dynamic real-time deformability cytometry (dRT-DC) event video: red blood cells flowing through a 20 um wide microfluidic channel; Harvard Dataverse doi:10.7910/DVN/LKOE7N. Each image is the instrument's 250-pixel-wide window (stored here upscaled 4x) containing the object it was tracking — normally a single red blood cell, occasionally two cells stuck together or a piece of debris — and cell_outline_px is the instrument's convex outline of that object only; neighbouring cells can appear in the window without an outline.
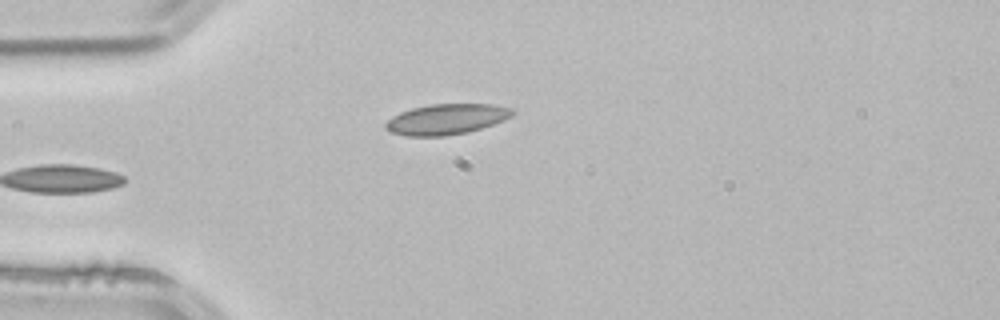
{"species": "common noctule bat (a hibernating species)", "species_latin": "Nyctalus noctula", "temperature_condition": "room temperature", "stored_images_in_passage": 3, "camera_frame_rate_fps": 3000, "um_per_image_px": 0.085, "animal": {"sex": "male", "body_mass_g": 21.5, "forearm_length_mm": 52.0}, "frame": {"image": 1, "passage_image": 3, "time_ms": 0.667, "image_size_px": [1000, 320], "cell_outline_px": [[516, 112], [512, 116], [492, 124], [468, 132], [444, 136], [408, 136], [392, 132], [384, 128], [384, 124], [392, 116], [400, 112], [412, 108], [428, 104], [492, 104], [512, 108]], "centroid_in_image_um": [37.93, 10.12], "position_along_channel_um": 47.1, "area_um2": 22.54}}